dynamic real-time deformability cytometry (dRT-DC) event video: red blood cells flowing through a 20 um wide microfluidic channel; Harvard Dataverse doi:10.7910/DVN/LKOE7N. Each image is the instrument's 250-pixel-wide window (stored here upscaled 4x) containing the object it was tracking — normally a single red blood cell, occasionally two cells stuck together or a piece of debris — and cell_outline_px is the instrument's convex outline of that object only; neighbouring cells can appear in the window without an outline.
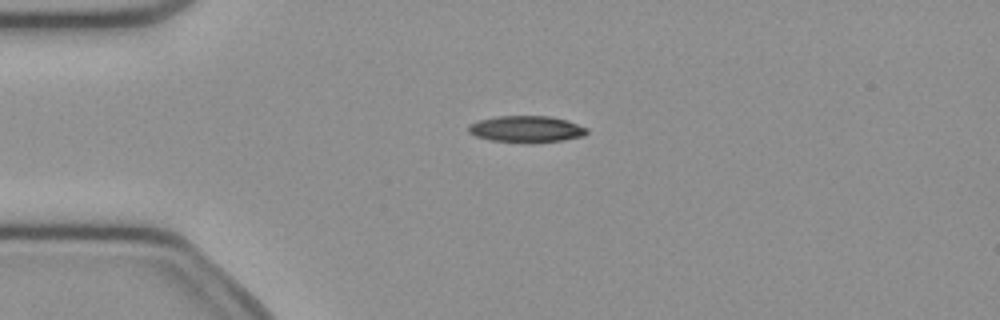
{"species": "common noctule bat (a hibernating species)", "species_latin": "Nyctalus noctula", "temperature_condition": "cold", "stored_images_in_passage": 5, "camera_frame_rate_fps": 3000, "um_per_image_px": 0.085, "animal": {"sex": "female", "body_mass_g": 21.9}, "frame": {"image": 1, "passage_image": 1, "time_ms": 0.0, "image_size_px": [1000, 320], "cell_outline_px": [[588, 132], [584, 136], [564, 140], [536, 144], [528, 144], [488, 140], [476, 136], [468, 132], [468, 124], [480, 120], [496, 116], [548, 116], [568, 120], [588, 128]], "centroid_in_image_um": [44.76, 11.0], "position_along_channel_um": 40.2, "area_um2": 18.84}}